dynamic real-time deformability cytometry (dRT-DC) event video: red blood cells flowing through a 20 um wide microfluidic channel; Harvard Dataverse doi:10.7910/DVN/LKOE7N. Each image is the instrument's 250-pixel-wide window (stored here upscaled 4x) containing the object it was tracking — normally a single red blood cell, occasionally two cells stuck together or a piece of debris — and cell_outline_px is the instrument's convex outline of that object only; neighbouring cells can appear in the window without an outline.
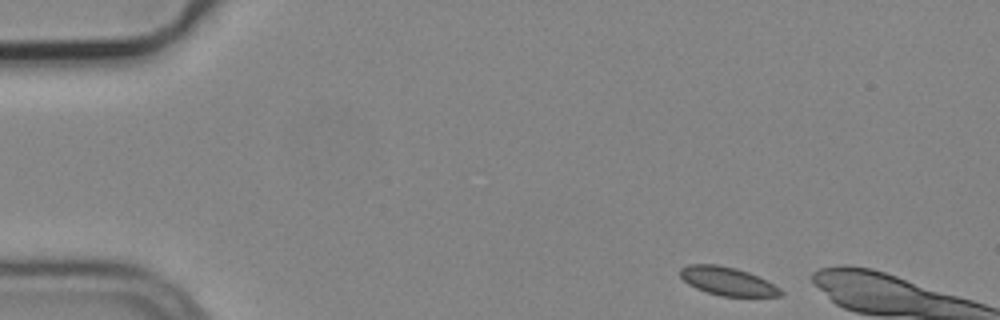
{"species": "common noctule bat (a hibernating species)", "species_latin": "Nyctalus noctula", "temperature_condition": "cold", "stored_images_in_passage": 3, "camera_frame_rate_fps": 3000, "um_per_image_px": 0.085, "animal": {"sex": "male", "body_mass_g": 19.2, "forearm_length_mm": 51.8}, "frame": {"image": 1, "passage_image": 1, "time_ms": 0.0, "image_size_px": [1000, 320], "cell_outline_px": [[784, 296], [720, 296], [696, 288], [688, 284], [680, 276], [680, 268], [688, 264], [716, 264], [736, 268], [748, 272], [780, 288], [784, 292]], "centroid_in_image_um": [61.82, 23.9], "position_along_channel_um": 23.2, "area_um2": 16.47}}